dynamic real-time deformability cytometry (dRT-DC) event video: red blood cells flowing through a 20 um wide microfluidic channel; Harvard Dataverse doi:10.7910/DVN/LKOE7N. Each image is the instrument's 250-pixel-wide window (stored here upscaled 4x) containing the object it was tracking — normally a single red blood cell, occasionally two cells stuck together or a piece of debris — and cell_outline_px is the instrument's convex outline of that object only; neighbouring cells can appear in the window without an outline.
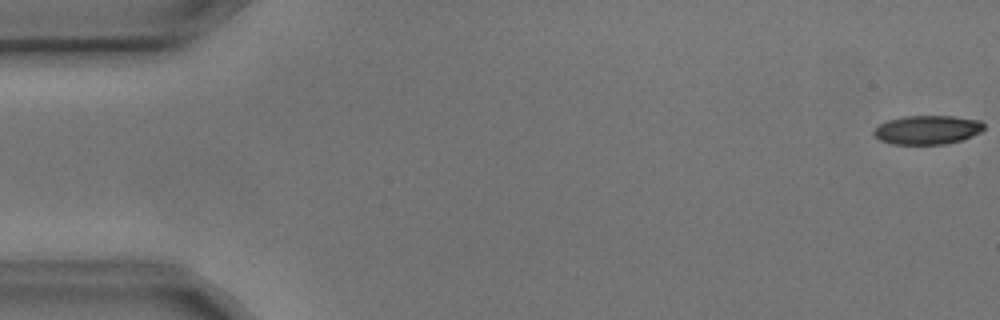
{"species": "common noctule bat (a hibernating species)", "species_latin": "Nyctalus noctula", "temperature_condition": "cold", "stored_images_in_passage": 6, "camera_frame_rate_fps": 3000, "um_per_image_px": 0.085, "animal": {"sex": "male", "body_mass_g": 17.9, "forearm_length_mm": 54.2}, "frame": {"image": 1, "passage_image": 1, "time_ms": 0.0, "image_size_px": [1000, 320], "cell_outline_px": [[984, 128], [980, 132], [972, 136], [960, 140], [944, 144], [892, 144], [880, 140], [872, 132], [880, 124], [888, 120], [904, 116], [952, 116], [980, 120], [984, 124]], "centroid_in_image_um": [78.83, 11.03], "position_along_channel_um": 6.2, "area_um2": 18.44}}